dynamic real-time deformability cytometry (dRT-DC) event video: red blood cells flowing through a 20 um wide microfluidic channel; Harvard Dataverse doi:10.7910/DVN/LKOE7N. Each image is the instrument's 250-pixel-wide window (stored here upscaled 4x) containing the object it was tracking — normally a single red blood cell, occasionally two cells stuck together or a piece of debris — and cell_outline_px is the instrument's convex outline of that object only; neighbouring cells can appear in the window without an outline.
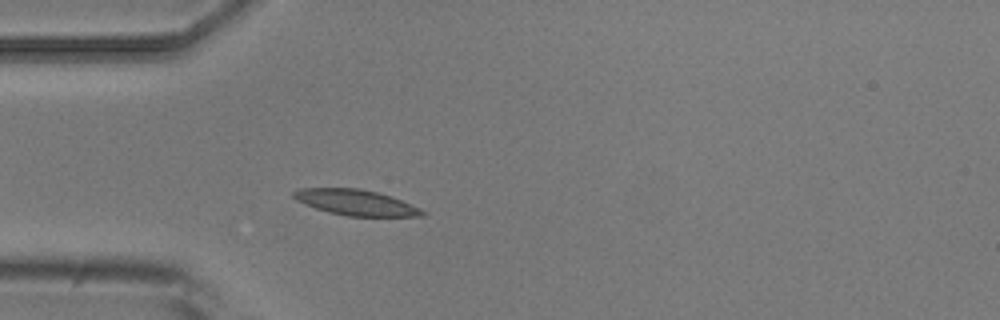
{"species": "common noctule bat (a hibernating species)", "species_latin": "Nyctalus noctula", "temperature_condition": "room temperature", "stored_images_in_passage": 3, "camera_frame_rate_fps": 3000, "um_per_image_px": 0.085, "animal": {"sex": "male", "body_mass_g": 20.5, "forearm_length_mm": 52.5}, "frame": {"image": 1, "passage_image": 3, "time_ms": 3.333, "image_size_px": [1000, 320], "cell_outline_px": [[428, 212], [424, 216], [348, 216], [328, 212], [304, 204], [296, 200], [292, 196], [292, 192], [300, 188], [360, 188], [376, 192], [400, 200], [420, 208]], "centroid_in_image_um": [30.22, 17.21], "position_along_channel_um": 54.8, "area_um2": 19.13}}